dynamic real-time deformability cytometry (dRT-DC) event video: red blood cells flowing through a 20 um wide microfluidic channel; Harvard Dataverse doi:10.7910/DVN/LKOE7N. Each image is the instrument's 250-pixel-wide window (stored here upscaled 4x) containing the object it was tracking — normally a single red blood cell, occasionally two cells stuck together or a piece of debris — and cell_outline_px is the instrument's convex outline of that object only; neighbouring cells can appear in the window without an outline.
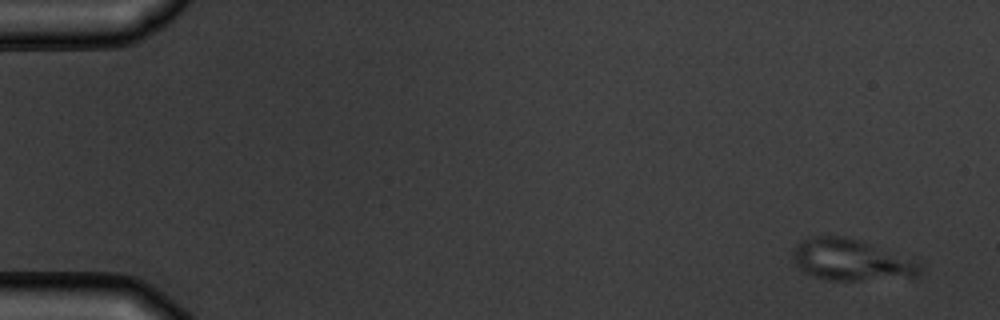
{"species": "common noctule bat (a hibernating species)", "species_latin": "Nyctalus noctula", "temperature_condition": "warm", "stored_images_in_passage": 5, "camera_frame_rate_fps": 3000, "um_per_image_px": 0.085, "animal": {"sex": "male", "body_mass_g": 19.5, "forearm_length_mm": 54.6}, "frame": {"image": 1, "passage_image": 1, "time_ms": 0.0, "image_size_px": [1000, 320], "cell_outline_px": [[924, 268], [920, 276], [860, 280], [828, 280], [804, 272], [796, 264], [792, 256], [792, 248], [800, 240], [808, 236], [844, 236], [860, 240], [872, 244], [916, 260], [924, 264]], "centroid_in_image_um": [72.37, 22.08], "position_along_channel_um": 12.6, "area_um2": 30.98}}